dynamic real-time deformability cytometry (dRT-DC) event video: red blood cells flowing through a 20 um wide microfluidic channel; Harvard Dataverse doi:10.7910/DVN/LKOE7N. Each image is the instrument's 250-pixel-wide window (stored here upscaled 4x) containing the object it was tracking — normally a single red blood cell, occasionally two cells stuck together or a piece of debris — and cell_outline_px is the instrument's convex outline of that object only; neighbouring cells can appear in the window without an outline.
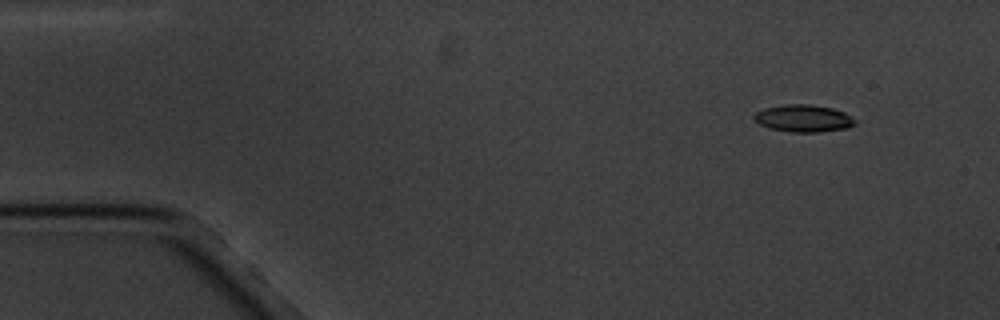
{"species": "common noctule bat (a hibernating species)", "species_latin": "Nyctalus noctula", "temperature_condition": "cold", "stored_images_in_passage": 4, "camera_frame_rate_fps": 3000, "um_per_image_px": 0.085, "animal": {"sex": "male", "body_mass_g": 20.1, "forearm_length_mm": 53.5}, "frame": {"image": 1, "passage_image": 1, "time_ms": 0.0, "image_size_px": [1000, 320], "cell_outline_px": [[856, 124], [848, 128], [820, 132], [792, 132], [768, 128], [752, 120], [752, 116], [756, 112], [764, 108], [784, 104], [808, 104], [832, 108], [844, 112], [852, 116], [856, 120]], "centroid_in_image_um": [68.29, 10.06], "position_along_channel_um": 16.7, "area_um2": 16.24}}
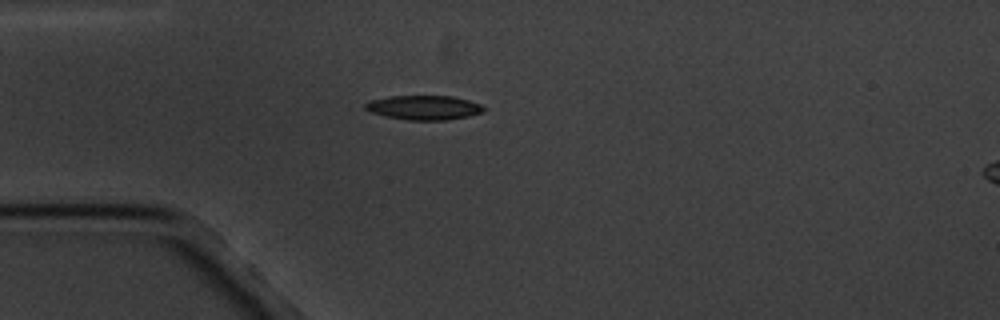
{"frame": {"image": 2, "passage_image": 4, "time_ms": 3.333, "image_size_px": [1000, 320], "cell_outline_px": [[484, 112], [468, 116], [444, 120], [408, 120], [384, 116], [368, 112], [364, 108], [364, 104], [368, 100], [392, 96], [452, 96], [468, 100], [480, 104], [484, 108]], "centroid_in_image_um": [35.98, 9.14], "position_along_channel_um": 49.0, "area_um2": 16.88}}